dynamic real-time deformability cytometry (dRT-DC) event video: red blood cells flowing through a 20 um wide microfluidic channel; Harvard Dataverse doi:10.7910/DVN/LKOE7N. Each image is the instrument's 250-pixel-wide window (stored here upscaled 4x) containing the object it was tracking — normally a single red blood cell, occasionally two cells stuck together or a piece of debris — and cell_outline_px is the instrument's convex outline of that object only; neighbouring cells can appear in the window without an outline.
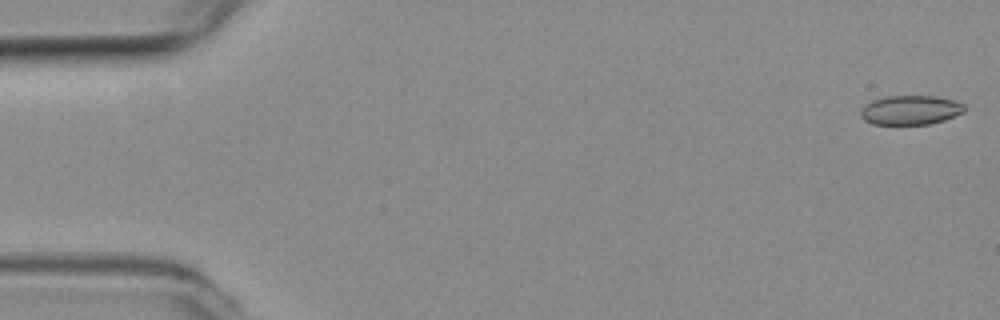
{"species": "common noctule bat (a hibernating species)", "species_latin": "Nyctalus noctula", "temperature_condition": "room temperature", "stored_images_in_passage": 7, "camera_frame_rate_fps": 3000, "um_per_image_px": 0.085, "animal": {"sex": "female", "body_mass_g": 19.3, "forearm_length_mm": 54.1}, "frame": {"image": 1, "passage_image": 1, "time_ms": 0.0, "image_size_px": [1000, 320], "cell_outline_px": [[964, 112], [944, 120], [928, 124], [872, 124], [864, 120], [860, 116], [860, 112], [872, 100], [884, 96], [936, 96], [952, 100], [964, 104]], "centroid_in_image_um": [77.39, 9.35], "position_along_channel_um": 7.6, "area_um2": 17.57}}
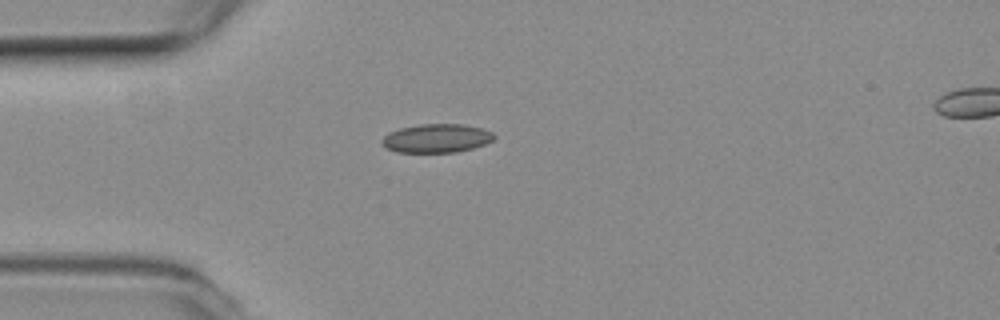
{"frame": {"image": 2, "passage_image": 5, "time_ms": 1.333, "image_size_px": [1000, 320], "cell_outline_px": [[496, 136], [492, 140], [484, 144], [472, 148], [456, 152], [396, 152], [380, 144], [380, 140], [388, 132], [400, 128], [420, 124], [464, 124], [480, 128], [492, 132]], "centroid_in_image_um": [37.07, 11.75], "position_along_channel_um": 47.9, "area_um2": 18.73}}
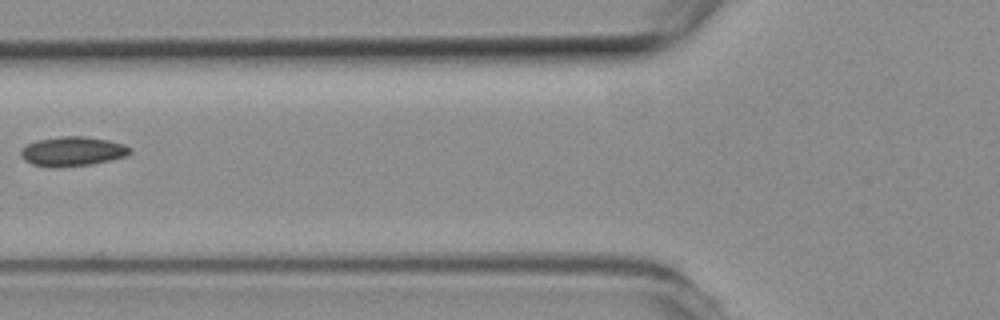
{"frame": {"image": 3, "passage_image": 7, "time_ms": 2.0, "image_size_px": [1000, 320], "cell_outline_px": [[132, 152], [124, 156], [92, 164], [60, 168], [52, 168], [32, 164], [24, 160], [20, 156], [20, 152], [28, 144], [36, 140], [60, 136], [88, 136], [108, 140], [124, 144], [132, 148]], "centroid_in_image_um": [6.15, 12.87], "position_along_channel_um": 119.6, "area_um2": 18.9}}